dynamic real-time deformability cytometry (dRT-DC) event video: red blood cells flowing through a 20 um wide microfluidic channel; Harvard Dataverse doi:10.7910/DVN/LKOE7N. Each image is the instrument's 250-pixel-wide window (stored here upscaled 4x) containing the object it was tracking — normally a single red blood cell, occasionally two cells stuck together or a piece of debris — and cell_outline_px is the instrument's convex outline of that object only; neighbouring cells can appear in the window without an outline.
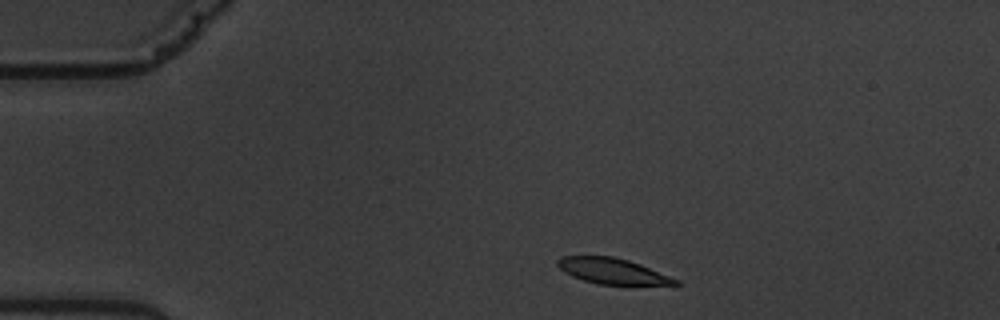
{"species": "common noctule bat (a hibernating species)", "species_latin": "Nyctalus noctula", "temperature_condition": "warm", "stored_images_in_passage": 3, "camera_frame_rate_fps": 3000, "um_per_image_px": 0.085, "animal": {"sex": "male", "body_mass_g": 19.5, "forearm_length_mm": 54.6}, "frame": {"image": 1, "passage_image": 1, "time_ms": 0.0, "image_size_px": [1000, 320], "cell_outline_px": [[684, 284], [596, 284], [572, 276], [564, 272], [556, 264], [556, 260], [560, 256], [612, 256], [628, 260], [640, 264], [680, 280]], "centroid_in_image_um": [52.03, 23.03], "position_along_channel_um": 33.0, "area_um2": 17.51}}
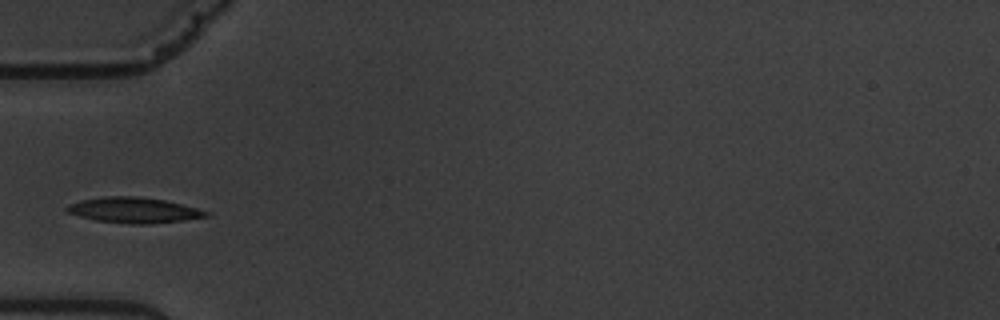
{"frame": {"image": 2, "passage_image": 3, "time_ms": 2.667, "image_size_px": [1000, 320], "cell_outline_px": [[212, 216], [184, 220], [148, 224], [128, 224], [96, 220], [80, 216], [68, 212], [64, 208], [68, 204], [80, 200], [104, 196], [136, 196], [164, 200], [212, 212]], "centroid_in_image_um": [11.39, 17.86], "position_along_channel_um": 73.6, "area_um2": 20.75}}